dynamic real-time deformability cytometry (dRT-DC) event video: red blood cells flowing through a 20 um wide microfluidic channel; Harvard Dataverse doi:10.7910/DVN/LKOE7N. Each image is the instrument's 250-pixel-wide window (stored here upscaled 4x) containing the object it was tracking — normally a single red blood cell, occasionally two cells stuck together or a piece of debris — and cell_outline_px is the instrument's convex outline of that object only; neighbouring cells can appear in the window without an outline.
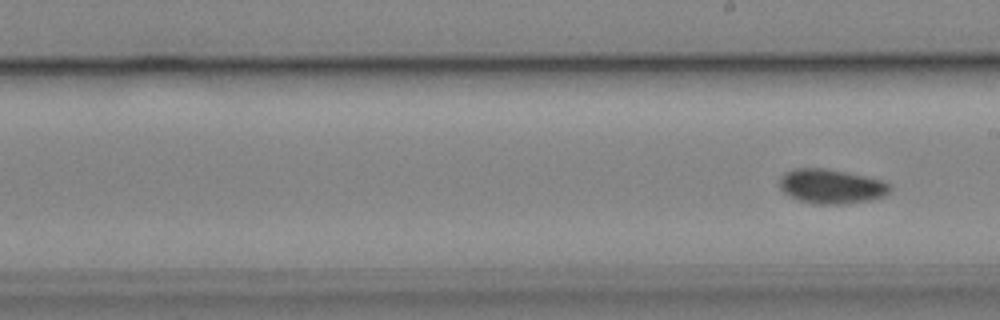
{"species": "common noctule bat (a hibernating species)", "species_latin": "Nyctalus noctula", "temperature_condition": "cold", "stored_images_in_passage": 8, "segment_of_instrument_passage": [2, 2], "camera_frame_rate_fps": 3000, "um_per_image_px": 0.085, "animal": {"sex": "male", "body_mass_g": 19.2, "forearm_length_mm": 51.8}, "frame": {"image": 1, "passage_image": 8, "time_ms": 9.667, "image_size_px": [1000, 320], "cell_outline_px": [[892, 188], [884, 196], [872, 200], [848, 204], [816, 204], [800, 200], [788, 196], [780, 188], [780, 176], [784, 172], [796, 168], [824, 168], [848, 172], [880, 180], [888, 184]], "centroid_in_image_um": [70.64, 15.84], "position_along_channel_um": 218.4, "area_um2": 22.25}}